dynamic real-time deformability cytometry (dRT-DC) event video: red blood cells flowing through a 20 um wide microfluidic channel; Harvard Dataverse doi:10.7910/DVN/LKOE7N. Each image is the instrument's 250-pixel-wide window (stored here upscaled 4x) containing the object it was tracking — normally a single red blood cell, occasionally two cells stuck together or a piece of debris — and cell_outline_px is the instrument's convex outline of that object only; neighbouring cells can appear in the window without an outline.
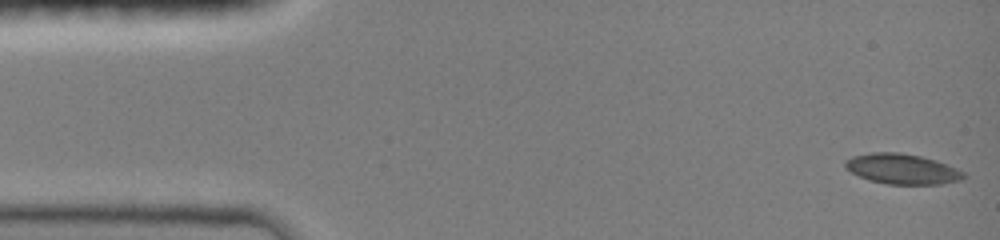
{"species": "common noctule bat (a hibernating species)", "species_latin": "Nyctalus noctula", "temperature_condition": "room temperature", "stored_images_in_passage": 7, "camera_frame_rate_fps": 3000, "um_per_image_px": 0.085, "animal": {"sex": "female", "body_mass_g": 19.0, "forearm_length_mm": 51.5}, "frame": {"image": 1, "passage_image": 1, "time_ms": 0.0, "image_size_px": [1000, 240], "cell_outline_px": [[968, 176], [960, 180], [940, 184], [888, 184], [868, 180], [844, 168], [844, 160], [852, 156], [872, 152], [900, 152], [920, 156], [936, 160], [956, 168], [964, 172]], "centroid_in_image_um": [76.67, 14.35], "position_along_channel_um": 8.3, "area_um2": 20.98}}